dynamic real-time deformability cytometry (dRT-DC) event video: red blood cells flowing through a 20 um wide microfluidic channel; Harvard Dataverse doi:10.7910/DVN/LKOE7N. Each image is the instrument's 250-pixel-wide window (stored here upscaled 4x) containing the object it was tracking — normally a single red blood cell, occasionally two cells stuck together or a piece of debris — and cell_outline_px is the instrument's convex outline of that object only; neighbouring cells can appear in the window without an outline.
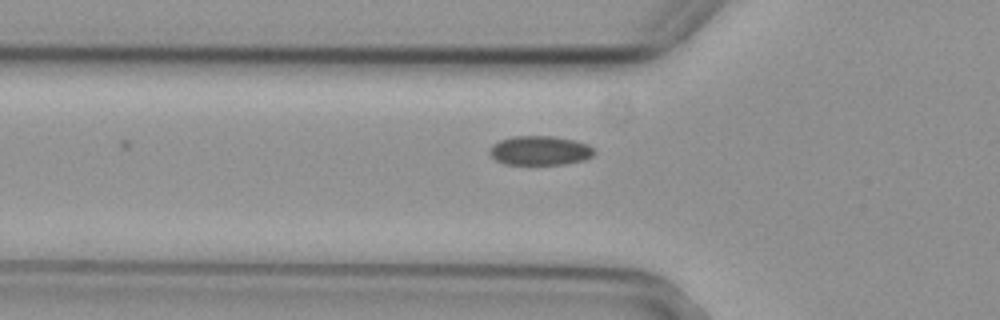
{"species": "common noctule bat (a hibernating species)", "species_latin": "Nyctalus noctula", "temperature_condition": "cold", "stored_images_in_passage": 7, "camera_frame_rate_fps": 3000, "um_per_image_px": 0.085, "animal": {"sex": "female", "body_mass_g": 29.2, "forearm_length_mm": 56.3}, "frame": {"image": 1, "passage_image": 7, "time_ms": 2.0, "image_size_px": [1000, 320], "cell_outline_px": [[596, 152], [592, 156], [584, 160], [564, 164], [504, 164], [496, 160], [488, 152], [488, 148], [492, 144], [500, 140], [512, 136], [552, 136], [572, 140], [588, 144]], "centroid_in_image_um": [45.86, 12.79], "position_along_channel_um": 79.9, "area_um2": 17.86}}